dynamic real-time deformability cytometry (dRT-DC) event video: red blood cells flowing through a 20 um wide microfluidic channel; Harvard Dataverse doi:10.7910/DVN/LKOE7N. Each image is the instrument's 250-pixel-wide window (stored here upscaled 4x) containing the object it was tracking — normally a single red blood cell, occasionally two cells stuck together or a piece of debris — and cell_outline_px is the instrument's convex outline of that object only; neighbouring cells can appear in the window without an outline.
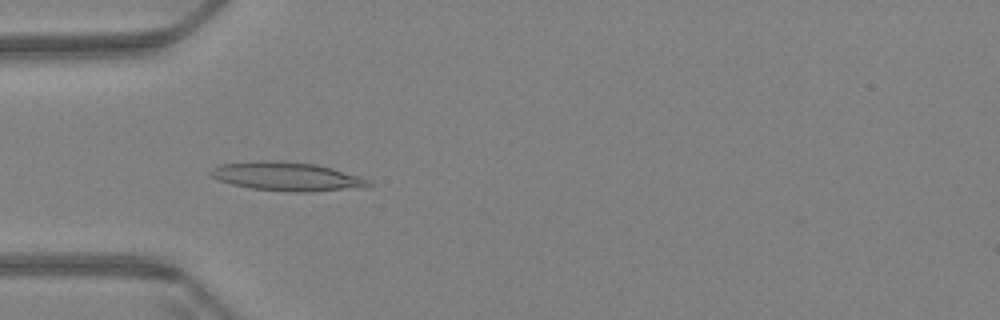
{"species": "Egyptian fruit bat (a non-hibernating species)", "species_latin": "Rousettus aegyptiacus", "temperature_condition": "warm", "stored_images_in_passage": 42, "camera_frame_rate_fps": 3000, "um_per_image_px": 0.085, "animal": {"sex": "female"}, "frame": {"image": 1, "passage_image": 5, "time_ms": 1.333, "image_size_px": [1000, 320], "cell_outline_px": [[376, 184], [364, 188], [312, 192], [292, 192], [248, 188], [232, 184], [220, 180], [212, 176], [208, 172], [212, 168], [220, 164], [256, 160], [268, 160], [316, 164], [332, 168], [360, 176]], "centroid_in_image_um": [24.43, 15.01], "position_along_channel_um": 60.6, "area_um2": 26.76}}
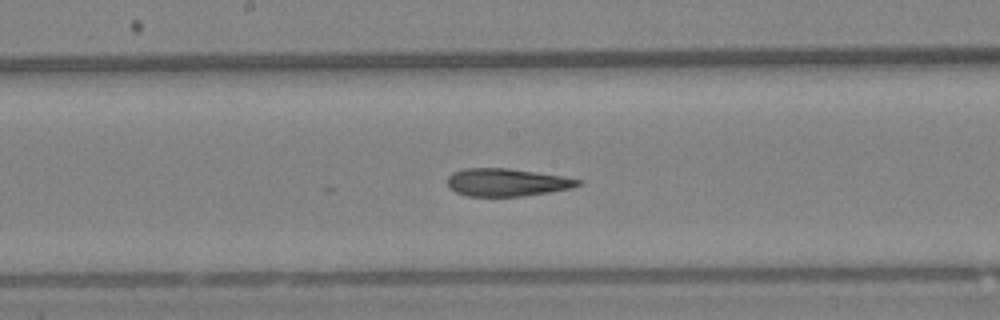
{"frame": {"image": 2, "passage_image": 18, "time_ms": 5.667, "image_size_px": [1000, 320], "cell_outline_px": [[584, 180], [580, 184], [572, 188], [524, 196], [468, 196], [456, 192], [448, 188], [448, 176], [452, 172], [464, 168], [508, 168], [536, 172]], "centroid_in_image_um": [43.05, 15.5], "position_along_channel_um": 205.1, "area_um2": 21.1}}
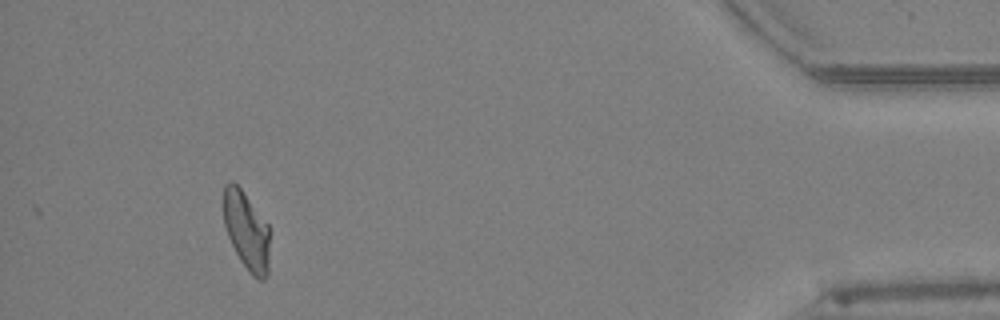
{"frame": {"image": 3, "passage_image": 42, "time_ms": 13.667, "image_size_px": [1000, 320], "cell_outline_px": [[268, 272], [264, 280], [256, 280], [248, 272], [240, 260], [228, 236], [224, 224], [224, 184], [228, 180], [232, 180], [240, 188], [268, 224]], "centroid_in_image_um": [20.94, 19.62], "position_along_channel_um": 414.3, "area_um2": 20.87}, "authors_computed_cell_mechanics": {"area_um2": 21.4727, "velocity_mm_per_s": 3.4156, "shape_relaxation_time_tau1_ms": null, "shape_relaxation_time_tau2_ms": 2.3505, "deformation_change_tau1": null, "deformation_change_tau2": 0.1075}}